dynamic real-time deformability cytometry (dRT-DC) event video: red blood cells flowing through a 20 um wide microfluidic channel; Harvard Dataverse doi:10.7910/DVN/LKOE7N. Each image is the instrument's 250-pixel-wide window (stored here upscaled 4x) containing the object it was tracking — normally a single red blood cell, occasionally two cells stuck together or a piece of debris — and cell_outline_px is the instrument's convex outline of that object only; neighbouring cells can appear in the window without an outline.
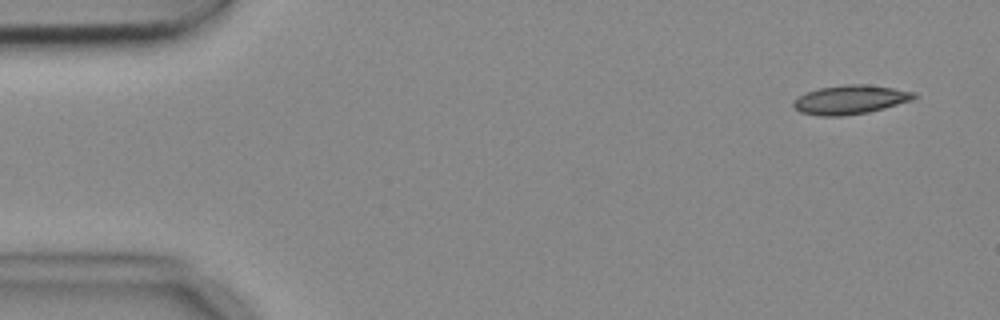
{"species": "common noctule bat (a hibernating species)", "species_latin": "Nyctalus noctula", "temperature_condition": "cold", "stored_images_in_passage": 5, "camera_frame_rate_fps": 3000, "um_per_image_px": 0.085, "animal": {"sex": "female", "body_mass_g": 18.4}, "frame": {"image": 1, "passage_image": 1, "time_ms": 0.0, "image_size_px": [1000, 320], "cell_outline_px": [[916, 96], [912, 100], [884, 108], [868, 112], [844, 116], [820, 116], [800, 112], [792, 104], [804, 92], [820, 88], [844, 84], [864, 84], [892, 88], [916, 92]], "centroid_in_image_um": [72.27, 8.47], "position_along_channel_um": 12.7, "area_um2": 20.23}}
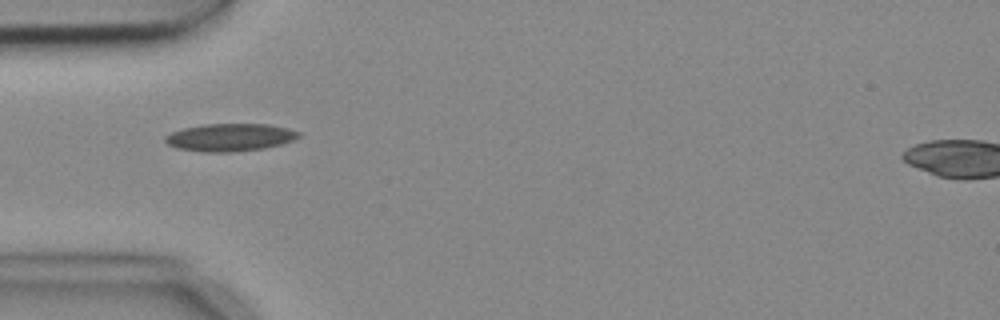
{"frame": {"image": 2, "passage_image": 4, "time_ms": 1.0, "image_size_px": [1000, 320], "cell_outline_px": [[300, 136], [292, 140], [280, 144], [264, 148], [232, 152], [200, 152], [176, 148], [168, 144], [164, 140], [164, 136], [172, 132], [184, 128], [204, 124], [268, 124], [288, 128], [300, 132]], "centroid_in_image_um": [19.52, 11.68], "position_along_channel_um": 65.5, "area_um2": 21.5}}